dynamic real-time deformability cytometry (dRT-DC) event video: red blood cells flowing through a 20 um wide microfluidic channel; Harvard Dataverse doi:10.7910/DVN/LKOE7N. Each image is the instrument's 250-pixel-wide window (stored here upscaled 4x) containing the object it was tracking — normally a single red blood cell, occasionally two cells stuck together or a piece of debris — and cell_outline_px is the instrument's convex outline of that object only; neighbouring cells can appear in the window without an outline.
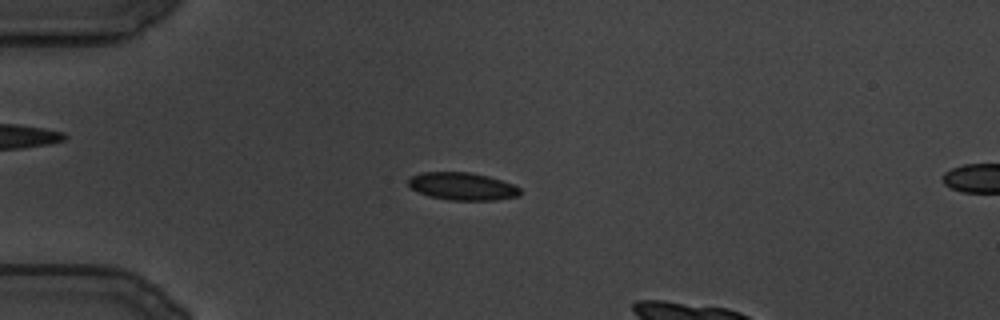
{"species": "common noctule bat (a hibernating species)", "species_latin": "Nyctalus noctula", "temperature_condition": "cold", "stored_images_in_passage": 15, "camera_frame_rate_fps": 3000, "um_per_image_px": 0.085, "animal": {"sex": "male", "body_mass_g": 19.5, "forearm_length_mm": 54.6}, "frame": {"image": 1, "passage_image": 9, "time_ms": 2.667, "image_size_px": [1000, 320], "cell_outline_px": [[520, 196], [496, 200], [448, 200], [428, 196], [412, 188], [408, 184], [408, 176], [420, 172], [468, 172], [488, 176], [512, 184], [520, 188]], "centroid_in_image_um": [39.27, 15.83], "position_along_channel_um": 45.7, "area_um2": 18.03}}